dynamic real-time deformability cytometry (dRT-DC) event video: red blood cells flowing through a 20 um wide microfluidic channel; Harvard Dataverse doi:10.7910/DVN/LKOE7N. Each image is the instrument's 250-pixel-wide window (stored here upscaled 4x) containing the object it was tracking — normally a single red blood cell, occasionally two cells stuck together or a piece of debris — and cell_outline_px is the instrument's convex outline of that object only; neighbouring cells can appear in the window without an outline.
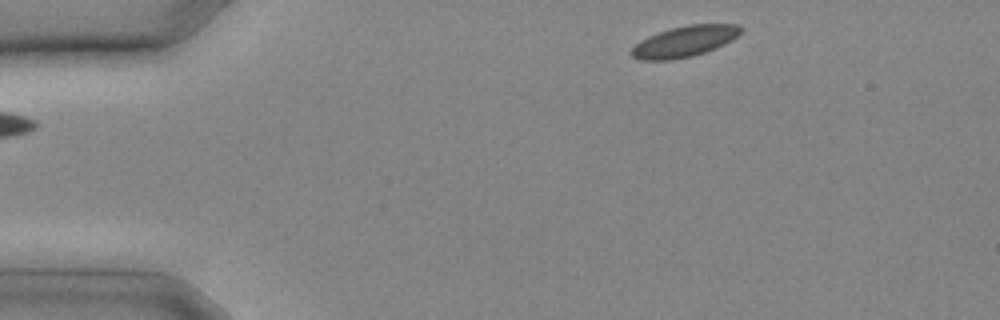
{"species": "common noctule bat (a hibernating species)", "species_latin": "Nyctalus noctula", "temperature_condition": "cold", "stored_images_in_passage": 20, "camera_frame_rate_fps": 3000, "um_per_image_px": 0.085, "animal": {"sex": "male", "body_mass_g": 20.4}, "frame": {"image": 1, "passage_image": 1, "time_ms": 0.0, "image_size_px": [1000, 320], "cell_outline_px": [[744, 28], [732, 40], [716, 48], [692, 56], [672, 60], [640, 60], [632, 56], [628, 52], [640, 40], [648, 36], [672, 28], [688, 24], [740, 24]], "centroid_in_image_um": [58.18, 3.52], "position_along_channel_um": 26.8, "area_um2": 19.71}}
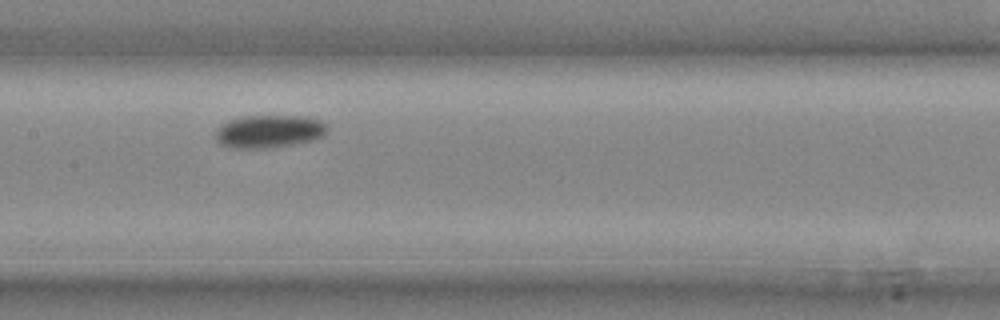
{"frame": {"image": 2, "passage_image": 10, "time_ms": 3.0, "image_size_px": [1000, 320], "cell_outline_px": [[328, 128], [320, 136], [312, 140], [292, 144], [268, 148], [228, 148], [220, 144], [216, 140], [216, 132], [228, 120], [244, 116], [304, 116], [320, 120]], "centroid_in_image_um": [22.83, 11.17], "position_along_channel_um": 184.6, "area_um2": 21.1}}
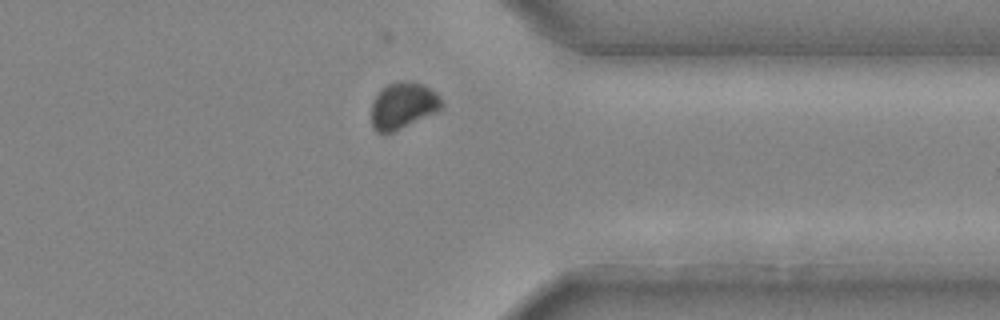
{"frame": {"image": 3, "passage_image": 18, "time_ms": 5.667, "image_size_px": [1000, 320], "cell_outline_px": [[444, 104], [440, 108], [384, 136], [376, 132], [372, 128], [372, 104], [376, 96], [388, 84], [424, 84], [436, 92], [440, 96]], "centroid_in_image_um": [34.22, 9.03], "position_along_channel_um": 377.2, "area_um2": 18.15}}